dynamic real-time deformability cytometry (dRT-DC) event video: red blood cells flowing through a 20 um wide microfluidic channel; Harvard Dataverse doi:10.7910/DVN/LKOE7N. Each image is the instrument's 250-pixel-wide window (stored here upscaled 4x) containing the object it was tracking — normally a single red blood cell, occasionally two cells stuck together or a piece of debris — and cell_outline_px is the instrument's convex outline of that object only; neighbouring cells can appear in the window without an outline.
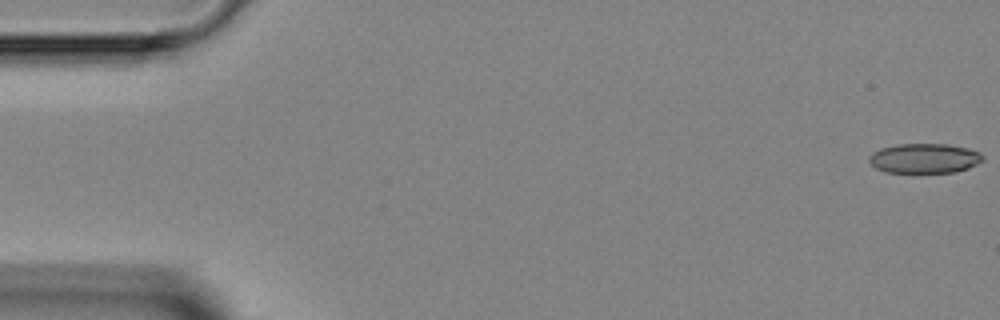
{"species": "Egyptian fruit bat (a non-hibernating species)", "species_latin": "Rousettus aegyptiacus", "temperature_condition": "room temperature", "stored_images_in_passage": 47, "camera_frame_rate_fps": 3000, "um_per_image_px": 0.085, "animal": {"sex": "female"}, "frame": {"image": 1, "passage_image": 1, "time_ms": 0.0, "image_size_px": [1000, 320], "cell_outline_px": [[984, 160], [968, 168], [956, 172], [884, 172], [876, 168], [868, 160], [868, 156], [872, 152], [880, 148], [896, 144], [948, 144], [968, 148], [980, 152], [984, 156]], "centroid_in_image_um": [78.57, 13.45], "position_along_channel_um": 6.4, "area_um2": 19.83}}
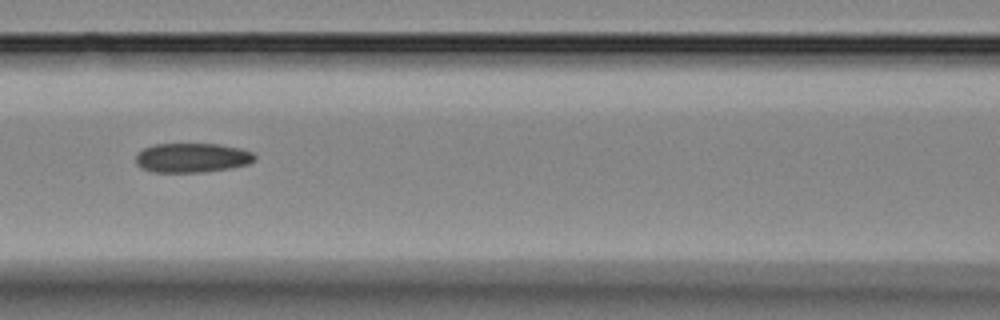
{"frame": {"image": 2, "passage_image": 20, "time_ms": 6.333, "image_size_px": [1000, 320], "cell_outline_px": [[256, 160], [248, 164], [228, 168], [204, 172], [152, 172], [140, 168], [136, 164], [136, 152], [152, 144], [220, 144], [240, 148], [252, 152], [256, 156]], "centroid_in_image_um": [16.3, 13.41], "position_along_channel_um": 150.3, "area_um2": 20.58}}
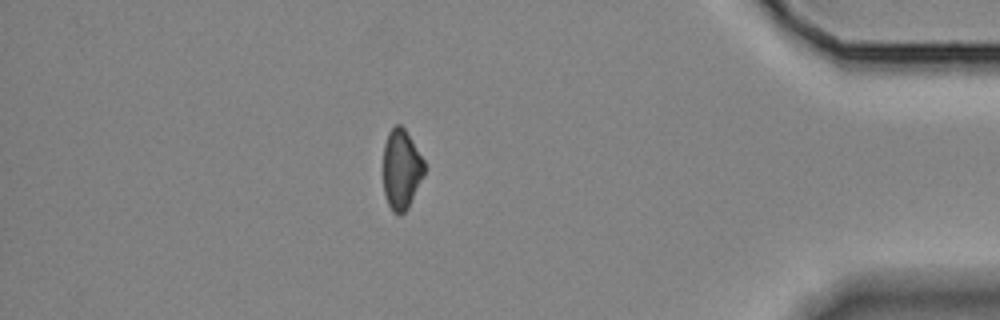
{"frame": {"image": 3, "passage_image": 40, "time_ms": 13.0, "image_size_px": [1000, 320], "cell_outline_px": [[424, 176], [408, 208], [400, 216], [396, 216], [392, 212], [388, 204], [384, 192], [384, 144], [388, 132], [396, 124], [400, 124], [404, 128], [424, 160]], "centroid_in_image_um": [34.11, 14.43], "position_along_channel_um": 401.1, "area_um2": 19.19}}